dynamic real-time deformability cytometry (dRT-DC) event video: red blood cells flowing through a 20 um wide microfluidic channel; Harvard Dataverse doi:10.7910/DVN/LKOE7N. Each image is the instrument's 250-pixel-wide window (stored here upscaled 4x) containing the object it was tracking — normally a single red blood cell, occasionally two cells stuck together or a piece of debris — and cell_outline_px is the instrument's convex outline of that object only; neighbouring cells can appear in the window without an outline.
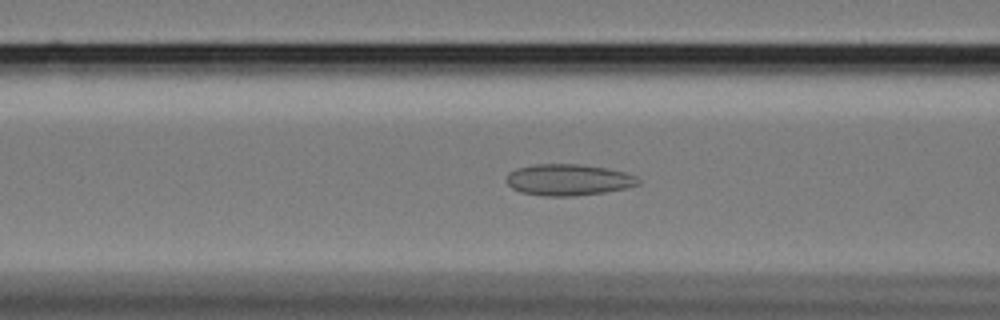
{"species": "Egyptian fruit bat (a non-hibernating species)", "species_latin": "Rousettus aegyptiacus", "temperature_condition": "cold", "stored_images_in_passage": 51, "camera_frame_rate_fps": 3000, "um_per_image_px": 0.085, "animal": {"sex": "female"}, "frame": {"image": 1, "passage_image": 15, "time_ms": 4.667, "image_size_px": [1000, 320], "cell_outline_px": [[640, 184], [624, 188], [604, 192], [576, 196], [544, 196], [520, 192], [512, 188], [504, 180], [508, 172], [516, 168], [536, 164], [576, 164], [604, 168], [624, 172], [636, 176], [640, 180]], "centroid_in_image_um": [48.26, 15.29], "position_along_channel_um": 118.3, "area_um2": 24.1}}
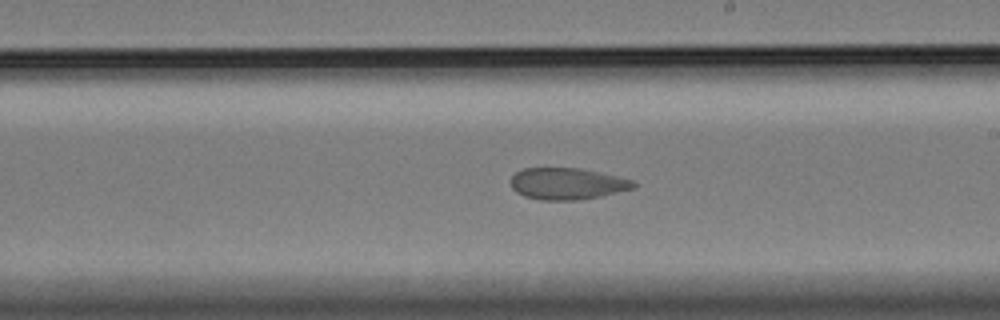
{"frame": {"image": 2, "passage_image": 26, "time_ms": 8.333, "image_size_px": [1000, 320], "cell_outline_px": [[636, 188], [600, 196], [580, 200], [540, 200], [524, 196], [516, 192], [512, 188], [512, 176], [516, 172], [524, 168], [580, 168], [632, 180], [636, 184]], "centroid_in_image_um": [48.2, 15.62], "position_along_channel_um": 240.8, "area_um2": 22.48}}
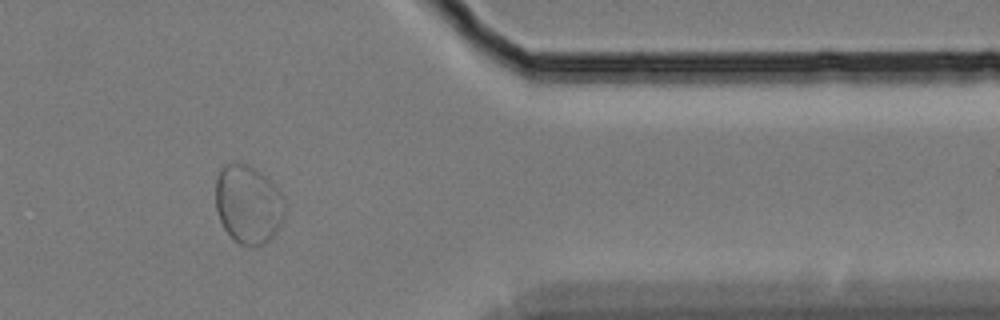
{"frame": {"image": 3, "passage_image": 41, "time_ms": 13.333, "image_size_px": [1000, 320], "cell_outline_px": [[284, 216], [276, 232], [264, 244], [252, 248], [240, 244], [232, 240], [224, 228], [220, 220], [216, 208], [216, 180], [220, 168], [224, 164], [248, 164], [260, 172], [284, 196]], "centroid_in_image_um": [21.08, 17.4], "position_along_channel_um": 390.3, "area_um2": 31.67}}